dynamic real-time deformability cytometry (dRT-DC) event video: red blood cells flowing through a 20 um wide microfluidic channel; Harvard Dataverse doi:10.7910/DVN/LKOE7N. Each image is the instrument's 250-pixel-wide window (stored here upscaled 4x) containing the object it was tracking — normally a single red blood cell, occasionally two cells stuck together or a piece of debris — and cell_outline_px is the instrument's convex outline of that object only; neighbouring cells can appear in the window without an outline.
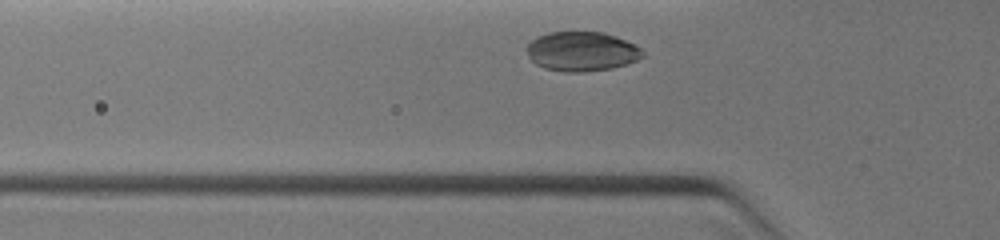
{"species": "common noctule bat (a hibernating species)", "species_latin": "Nyctalus noctula", "temperature_condition": "warm", "stored_images_in_passage": 20, "camera_frame_rate_fps": 3000, "um_per_image_px": 0.085, "animal": {"sex": "female", "body_mass_g": 19.0, "forearm_length_mm": 51.5}, "frame": {"image": 1, "passage_image": 2, "time_ms": 0.333, "image_size_px": [1000, 240], "cell_outline_px": [[644, 56], [636, 60], [612, 68], [580, 72], [568, 72], [544, 68], [536, 64], [528, 56], [524, 48], [532, 40], [548, 32], [604, 32], [616, 36], [640, 48], [644, 52]], "centroid_in_image_um": [49.42, 4.37], "position_along_channel_um": 76.4, "area_um2": 26.47}}
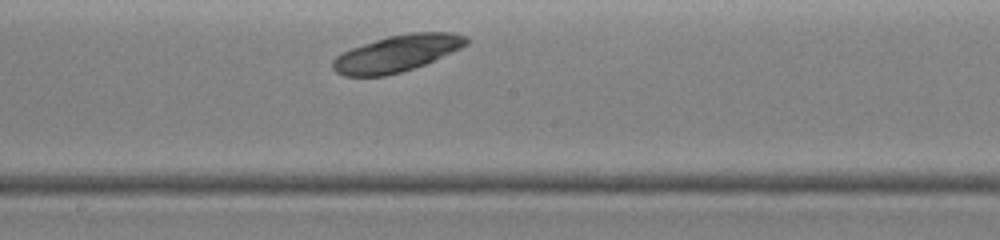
{"frame": {"image": 2, "passage_image": 12, "time_ms": 3.0, "image_size_px": [1000, 240], "cell_outline_px": [[468, 44], [452, 52], [424, 64], [400, 72], [384, 76], [344, 76], [336, 72], [332, 68], [332, 60], [336, 56], [352, 48], [388, 36], [408, 32], [452, 32], [468, 36]], "centroid_in_image_um": [33.75, 4.53], "position_along_channel_um": 214.5, "area_um2": 28.26}}
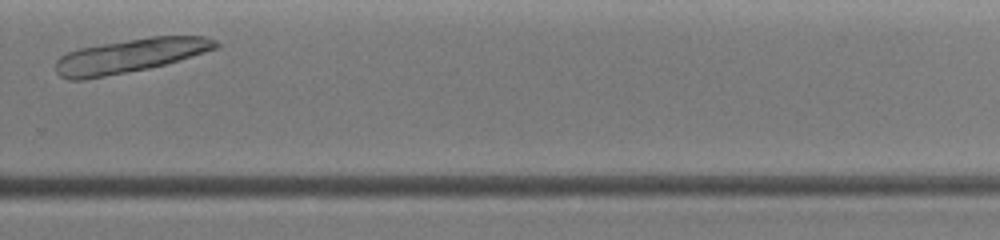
{"frame": {"image": 3, "passage_image": 20, "time_ms": 5.0, "image_size_px": [1000, 240], "cell_outline_px": [[220, 44], [216, 48], [204, 52], [164, 64], [148, 68], [84, 80], [68, 80], [60, 76], [56, 72], [56, 60], [60, 56], [68, 52], [80, 48], [152, 36], [208, 36], [216, 40]], "centroid_in_image_um": [11.03, 4.74], "position_along_channel_um": 318.8, "area_um2": 31.21}}